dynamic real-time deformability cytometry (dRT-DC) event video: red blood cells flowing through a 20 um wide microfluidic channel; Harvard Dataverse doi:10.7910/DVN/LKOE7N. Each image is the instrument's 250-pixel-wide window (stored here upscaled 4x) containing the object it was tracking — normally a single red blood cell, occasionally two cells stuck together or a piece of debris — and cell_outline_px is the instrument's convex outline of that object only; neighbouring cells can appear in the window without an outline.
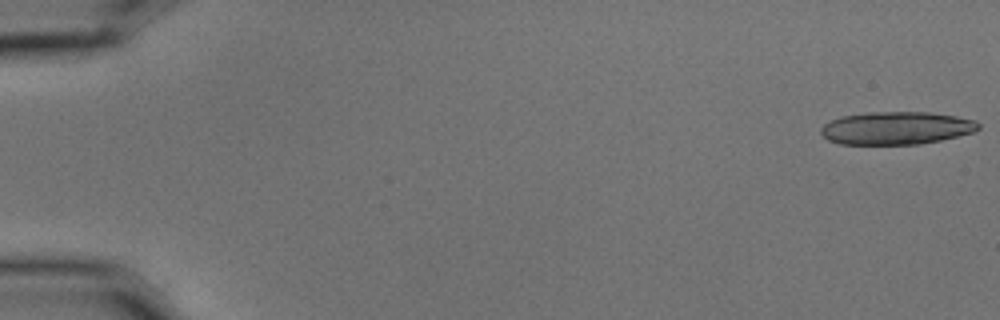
{"species": "common noctule bat (a hibernating species)", "species_latin": "Nyctalus noctula", "temperature_condition": "cold", "stored_images_in_passage": 7, "camera_frame_rate_fps": 3000, "um_per_image_px": 0.085, "animal": {"sex": "male", "body_mass_g": 15.6}, "frame": {"image": 1, "passage_image": 1, "time_ms": 0.0, "image_size_px": [1000, 320], "cell_outline_px": [[980, 128], [972, 132], [940, 140], [920, 144], [840, 144], [828, 140], [820, 132], [820, 128], [824, 124], [840, 116], [868, 112], [928, 112], [956, 116], [972, 120], [980, 124]], "centroid_in_image_um": [76.15, 10.88], "position_along_channel_um": 8.9, "area_um2": 30.0}}
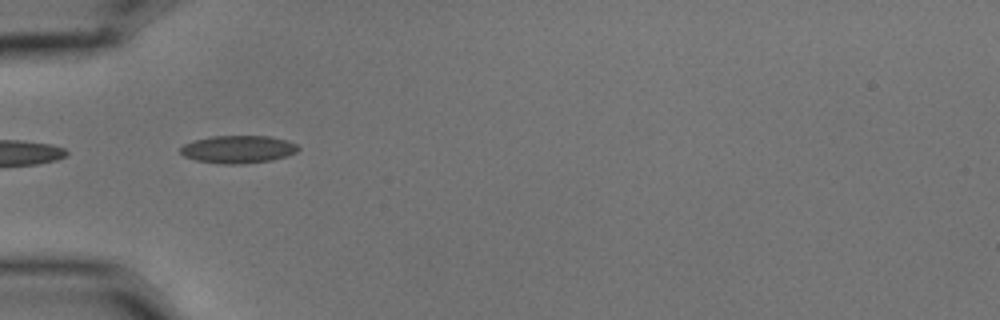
{"frame": {"image": 2, "passage_image": 6, "time_ms": 1.667, "image_size_px": [1000, 320], "cell_outline_px": [[300, 148], [296, 152], [272, 160], [240, 164], [220, 164], [196, 160], [184, 156], [180, 152], [180, 148], [184, 144], [196, 140], [212, 136], [268, 136], [284, 140], [296, 144]], "centroid_in_image_um": [20.21, 12.69], "position_along_channel_um": 64.8, "area_um2": 18.79}}
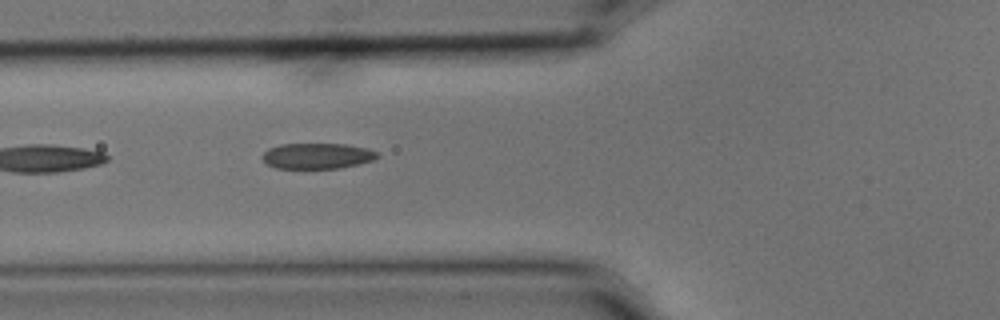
{"frame": {"image": 3, "passage_image": 7, "time_ms": 2.0, "image_size_px": [1000, 320], "cell_outline_px": [[380, 156], [372, 160], [340, 168], [276, 168], [268, 164], [260, 156], [268, 148], [280, 144], [344, 144], [368, 148], [376, 152]], "centroid_in_image_um": [26.94, 13.24], "position_along_channel_um": 98.9, "area_um2": 17.11}}